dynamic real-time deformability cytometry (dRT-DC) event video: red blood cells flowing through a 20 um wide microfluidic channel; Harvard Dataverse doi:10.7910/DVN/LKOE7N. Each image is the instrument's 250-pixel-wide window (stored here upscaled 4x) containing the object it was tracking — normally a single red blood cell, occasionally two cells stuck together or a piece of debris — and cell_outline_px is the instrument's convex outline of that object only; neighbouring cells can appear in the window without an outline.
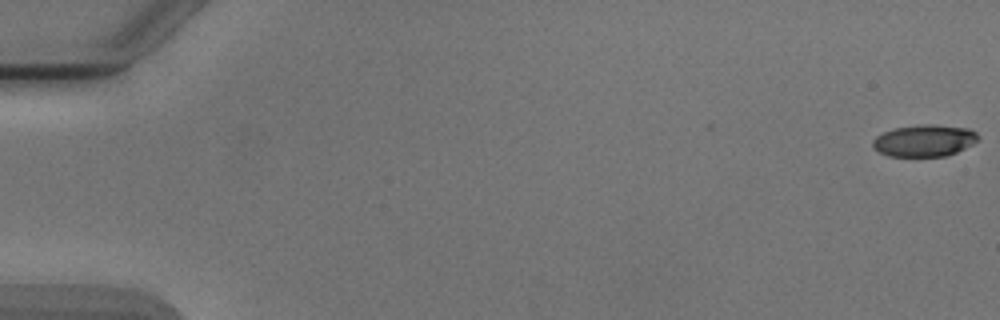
{"species": "Egyptian fruit bat (a non-hibernating species)", "species_latin": "Rousettus aegyptiacus", "temperature_condition": "cold", "stored_images_in_passage": 2, "camera_frame_rate_fps": 3000, "um_per_image_px": 0.085, "animal": {"sex": "male"}, "frame": {"image": 1, "passage_image": 1, "time_ms": 0.0, "image_size_px": [1000, 320], "cell_outline_px": [[976, 140], [972, 144], [956, 152], [944, 156], [888, 156], [872, 148], [872, 140], [876, 136], [884, 132], [896, 128], [920, 124], [932, 124], [968, 128], [976, 132]], "centroid_in_image_um": [78.52, 11.95], "position_along_channel_um": 6.5, "area_um2": 19.36}}